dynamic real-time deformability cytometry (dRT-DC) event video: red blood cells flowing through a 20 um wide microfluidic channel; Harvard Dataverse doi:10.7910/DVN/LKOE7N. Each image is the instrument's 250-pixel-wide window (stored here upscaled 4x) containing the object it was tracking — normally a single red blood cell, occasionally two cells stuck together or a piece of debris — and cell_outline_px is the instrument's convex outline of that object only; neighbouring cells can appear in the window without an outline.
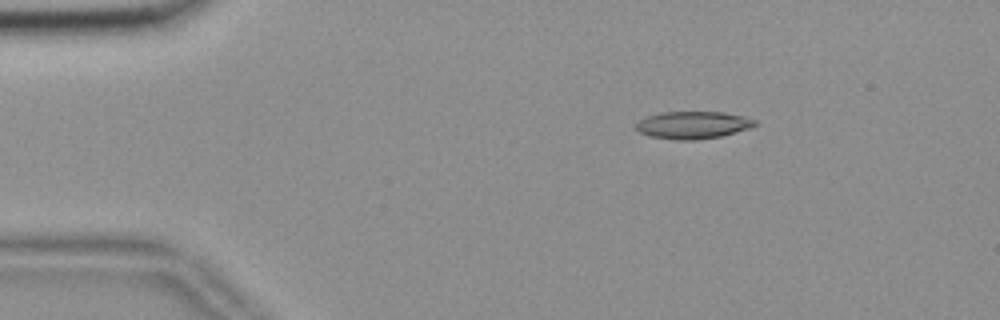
{"species": "common noctule bat (a hibernating species)", "species_latin": "Nyctalus noctula", "temperature_condition": "room temperature", "stored_images_in_passage": 55, "camera_frame_rate_fps": 3000, "um_per_image_px": 0.085, "animal": {"sex": "female", "body_mass_g": 18.4}, "frame": {"image": 1, "passage_image": 9, "time_ms": 2.667, "image_size_px": [1000, 320], "cell_outline_px": [[760, 124], [752, 128], [720, 136], [696, 140], [676, 140], [648, 136], [640, 132], [636, 128], [636, 124], [640, 120], [648, 116], [660, 112], [724, 112], [744, 116], [756, 120]], "centroid_in_image_um": [58.95, 10.63], "position_along_channel_um": 26.1, "area_um2": 19.13}}
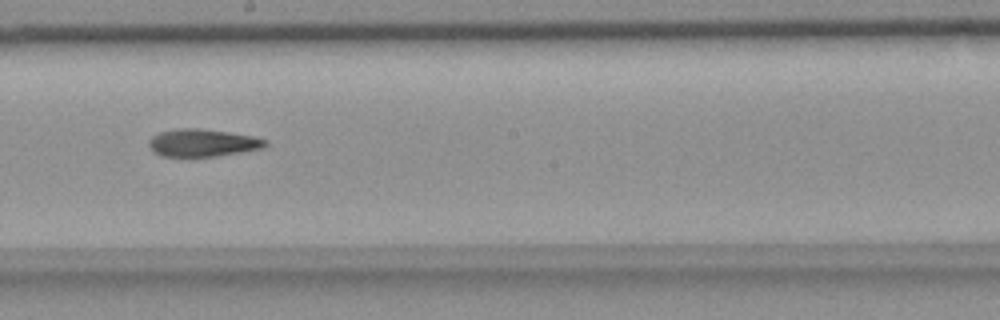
{"frame": {"image": 2, "passage_image": 31, "time_ms": 10.0, "image_size_px": [1000, 320], "cell_outline_px": [[268, 144], [264, 148], [240, 152], [212, 156], [164, 156], [156, 152], [148, 144], [148, 140], [152, 136], [160, 132], [176, 128], [200, 128], [228, 132], [252, 136], [268, 140]], "centroid_in_image_um": [17.24, 12.12], "position_along_channel_um": 231.0, "area_um2": 18.5}}
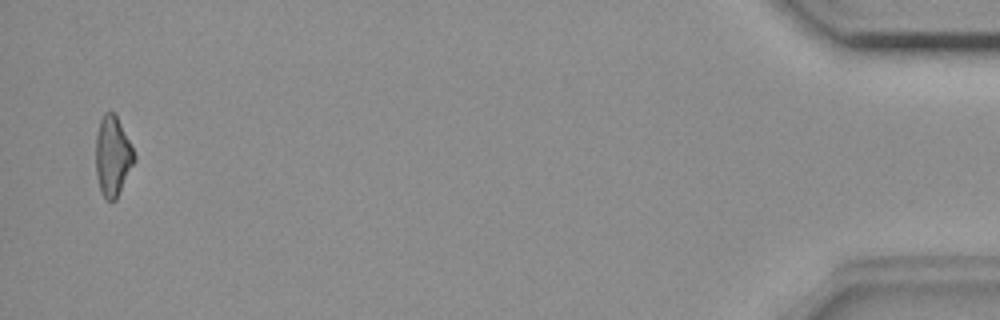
{"frame": {"image": 3, "passage_image": 54, "time_ms": 17.667, "image_size_px": [1000, 320], "cell_outline_px": [[136, 160], [116, 200], [108, 200], [100, 192], [96, 176], [96, 136], [100, 120], [104, 112], [116, 112], [136, 156]], "centroid_in_image_um": [9.58, 13.26], "position_along_channel_um": 425.6, "area_um2": 18.09}}